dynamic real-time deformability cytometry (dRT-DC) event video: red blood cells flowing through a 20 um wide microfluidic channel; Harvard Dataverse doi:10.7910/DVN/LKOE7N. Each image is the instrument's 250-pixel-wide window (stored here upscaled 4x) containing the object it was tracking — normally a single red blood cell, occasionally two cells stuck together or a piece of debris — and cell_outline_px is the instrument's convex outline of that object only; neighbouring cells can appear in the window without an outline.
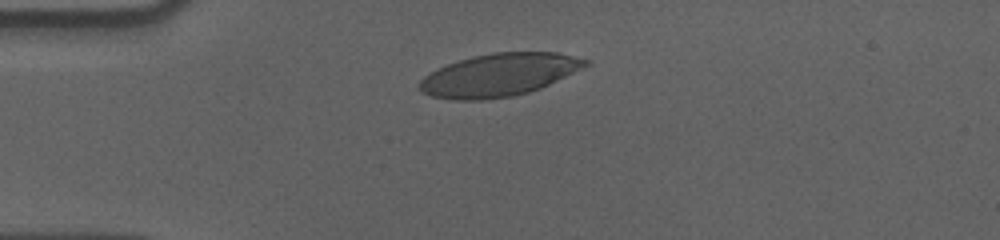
{"species": "human", "species_latin": "Homo sapiens", "temperature_condition": "cold", "stored_images_in_passage": 44, "camera_frame_rate_fps": 3000, "um_per_image_px": 0.085, "donor": {"sex": "male"}, "frame": {"image": 1, "passage_image": 1, "time_ms": 0.0, "image_size_px": [1000, 240], "cell_outline_px": [[592, 64], [540, 88], [528, 92], [512, 96], [480, 100], [456, 100], [432, 96], [416, 88], [416, 84], [424, 76], [436, 68], [472, 56], [492, 52], [556, 52], [592, 60]], "centroid_in_image_um": [42.42, 6.36], "position_along_channel_um": 42.6, "area_um2": 41.44}}
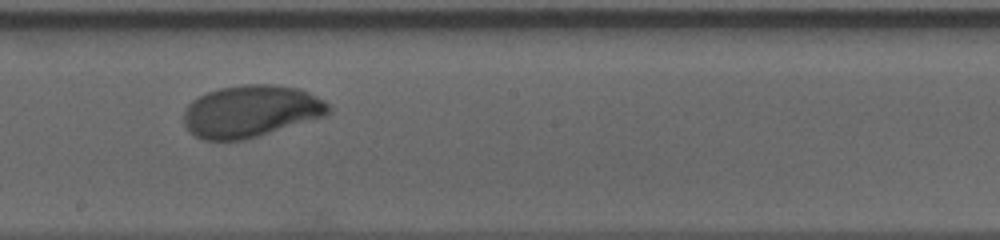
{"frame": {"image": 2, "passage_image": 19, "time_ms": 6.0, "image_size_px": [1000, 240], "cell_outline_px": [[332, 112], [324, 116], [244, 140], [204, 140], [188, 132], [184, 124], [184, 112], [188, 104], [192, 100], [208, 92], [220, 88], [244, 84], [276, 84], [300, 88], [324, 100], [332, 108]], "centroid_in_image_um": [21.32, 9.45], "position_along_channel_um": 226.9, "area_um2": 43.93}}
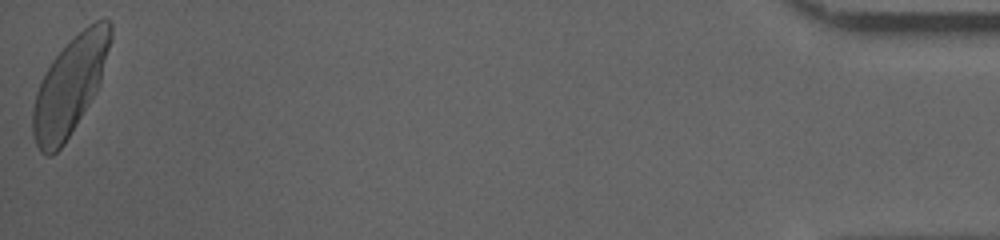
{"frame": {"image": 3, "passage_image": 44, "time_ms": 14.333, "image_size_px": [1000, 240], "cell_outline_px": [[112, 40], [100, 84], [96, 92], [64, 144], [52, 156], [48, 156], [40, 152], [32, 136], [32, 112], [36, 92], [40, 80], [52, 60], [88, 24], [96, 20], [108, 20], [112, 24]], "centroid_in_image_um": [5.94, 7.33], "position_along_channel_um": 429.3, "area_um2": 43.87}, "authors_computed_cell_mechanics": {"area_um2": 42.9165, "velocity_mm_per_s": 3.5351, "shape_relaxation_time_tau1_ms": 2.3646, "shape_relaxation_time_tau2_ms": null, "deformation_change_tau1": 0.1482, "deformation_change_tau2": null}}